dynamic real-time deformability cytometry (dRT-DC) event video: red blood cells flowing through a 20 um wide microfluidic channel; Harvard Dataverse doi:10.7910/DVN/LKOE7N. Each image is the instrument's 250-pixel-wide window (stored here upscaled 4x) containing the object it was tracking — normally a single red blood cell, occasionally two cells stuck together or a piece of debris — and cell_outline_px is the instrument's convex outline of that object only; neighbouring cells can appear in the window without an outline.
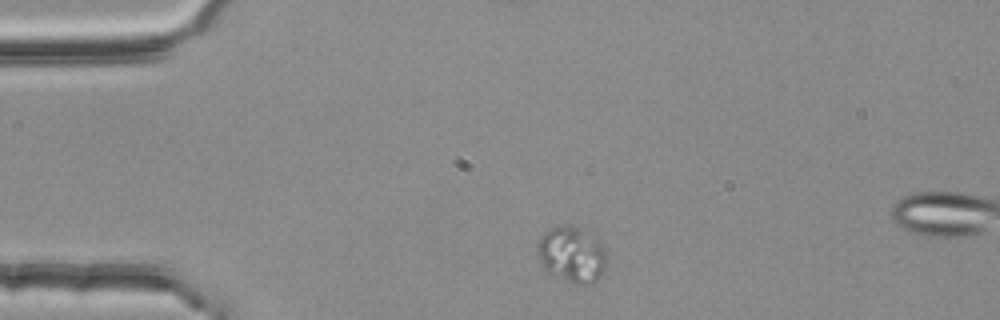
{"species": "common noctule bat (a hibernating species)", "species_latin": "Nyctalus noctula", "temperature_condition": "room temperature", "stored_images_in_passage": 6, "segment_of_instrument_passage": [1, 2], "camera_frame_rate_fps": 3000, "um_per_image_px": 0.085, "animal": {"sex": "female", "body_mass_g": 25.1}, "frame": {"image": 1, "passage_image": 1, "time_ms": 0.0, "image_size_px": [1000, 320], "cell_outline_px": [[608, 264], [604, 272], [592, 284], [580, 284], [568, 280], [548, 272], [544, 268], [540, 260], [536, 248], [536, 244], [540, 236], [544, 232], [552, 228], [564, 224], [572, 224], [580, 228], [600, 244], [604, 248], [608, 256]], "centroid_in_image_um": [48.62, 21.62], "position_along_channel_um": 36.4, "area_um2": 22.48}}